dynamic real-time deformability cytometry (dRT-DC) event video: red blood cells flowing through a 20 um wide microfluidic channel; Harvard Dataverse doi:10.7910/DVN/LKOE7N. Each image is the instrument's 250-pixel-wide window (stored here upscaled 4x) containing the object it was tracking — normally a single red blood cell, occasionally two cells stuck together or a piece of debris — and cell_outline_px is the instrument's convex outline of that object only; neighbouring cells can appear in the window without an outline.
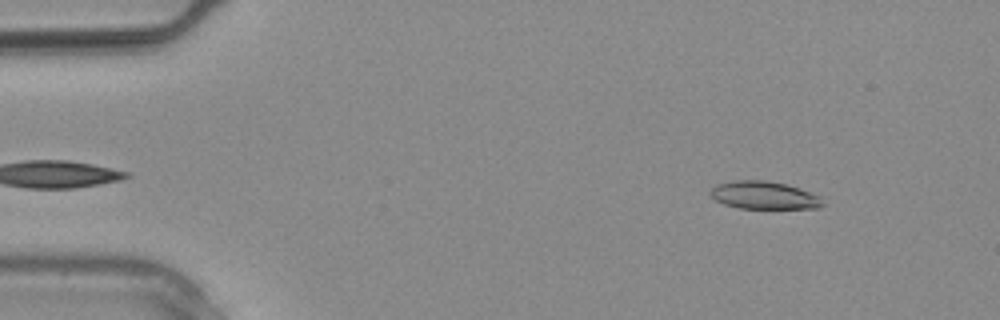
{"species": "common noctule bat (a hibernating species)", "species_latin": "Nyctalus noctula", "temperature_condition": "warm", "stored_images_in_passage": 4, "camera_frame_rate_fps": 3000, "um_per_image_px": 0.085, "animal": {"sex": "male", "body_mass_g": 20.4}, "frame": {"image": 1, "passage_image": 2, "time_ms": 0.333, "image_size_px": [1000, 320], "cell_outline_px": [[824, 204], [820, 208], [740, 208], [724, 204], [716, 200], [708, 192], [716, 184], [736, 180], [764, 180], [784, 184], [800, 188], [820, 196]], "centroid_in_image_um": [64.94, 16.59], "position_along_channel_um": 20.1, "area_um2": 18.09}}